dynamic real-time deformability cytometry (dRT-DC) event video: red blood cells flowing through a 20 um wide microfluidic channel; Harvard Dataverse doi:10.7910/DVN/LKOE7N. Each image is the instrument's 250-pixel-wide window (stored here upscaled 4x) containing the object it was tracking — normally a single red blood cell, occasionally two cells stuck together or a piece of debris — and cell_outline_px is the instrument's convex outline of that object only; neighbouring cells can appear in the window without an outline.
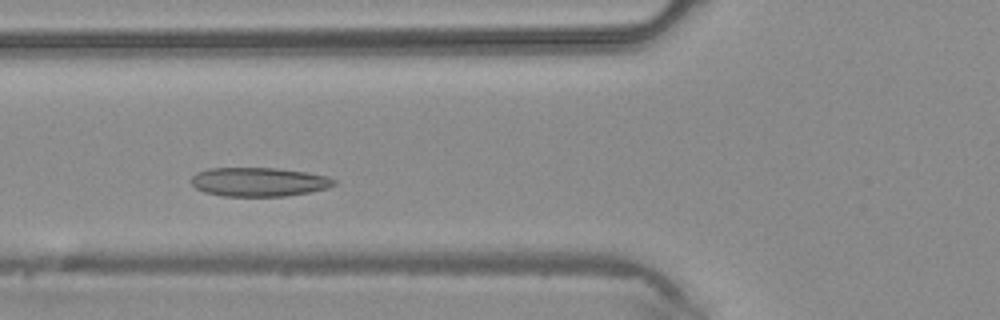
{"species": "common noctule bat (a hibernating species)", "species_latin": "Nyctalus noctula", "temperature_condition": "warm", "stored_images_in_passage": 36, "camera_frame_rate_fps": 3000, "um_per_image_px": 0.085, "animal": {"sex": "male", "body_mass_g": 20.4}, "frame": {"image": 1, "passage_image": 9, "time_ms": 2.667, "image_size_px": [1000, 320], "cell_outline_px": [[336, 184], [328, 188], [308, 192], [284, 196], [224, 196], [204, 192], [196, 188], [192, 184], [192, 176], [196, 172], [208, 168], [276, 168], [308, 172], [328, 176], [336, 180]], "centroid_in_image_um": [22.01, 15.45], "position_along_channel_um": 103.8, "area_um2": 24.16}}
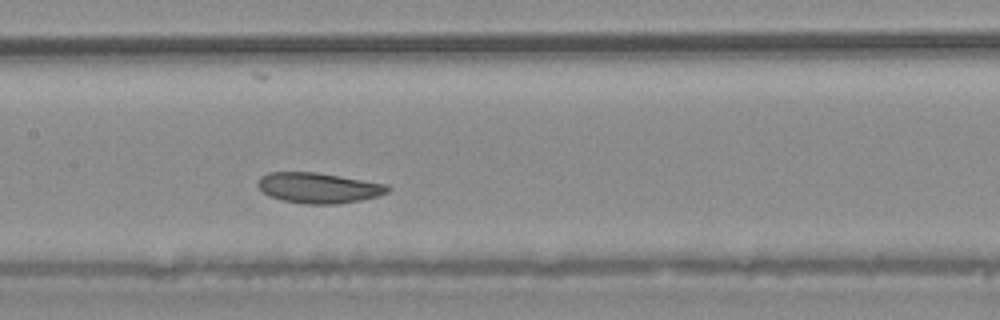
{"frame": {"image": 2, "passage_image": 14, "time_ms": 4.333, "image_size_px": [1000, 320], "cell_outline_px": [[392, 188], [388, 192], [376, 196], [360, 200], [336, 204], [304, 204], [280, 200], [268, 196], [256, 184], [256, 180], [260, 176], [268, 172], [316, 172], [388, 184]], "centroid_in_image_um": [27.04, 15.96], "position_along_channel_um": 180.4, "area_um2": 23.24}}
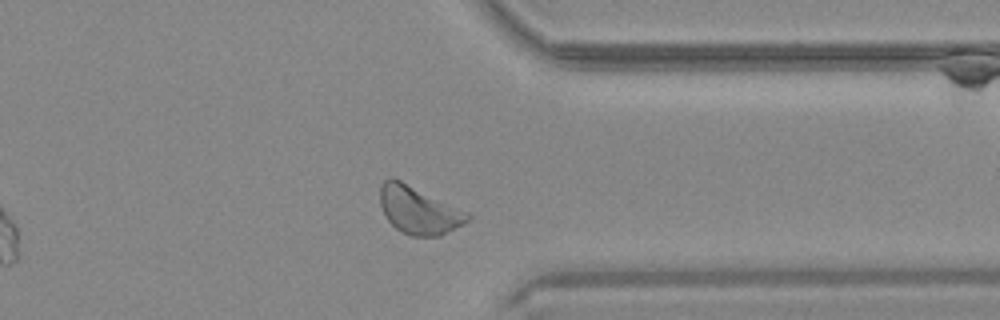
{"frame": {"image": 3, "passage_image": 27, "time_ms": 8.667, "image_size_px": [1000, 320], "cell_outline_px": [[472, 216], [464, 224], [440, 236], [408, 236], [400, 232], [388, 220], [380, 204], [380, 184], [384, 180], [392, 176], [468, 212]], "centroid_in_image_um": [35.58, 17.87], "position_along_channel_um": 375.8, "area_um2": 24.28}}